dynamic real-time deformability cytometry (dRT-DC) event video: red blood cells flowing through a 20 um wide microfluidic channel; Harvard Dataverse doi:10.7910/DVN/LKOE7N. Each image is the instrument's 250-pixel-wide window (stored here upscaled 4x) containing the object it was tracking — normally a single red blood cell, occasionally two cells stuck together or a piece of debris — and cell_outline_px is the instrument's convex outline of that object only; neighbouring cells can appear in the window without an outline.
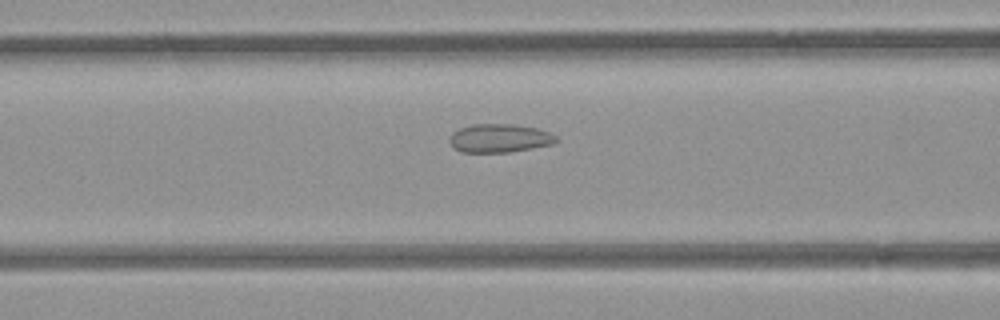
{"species": "common noctule bat (a hibernating species)", "species_latin": "Nyctalus noctula", "temperature_condition": "room temperature", "stored_images_in_passage": 35, "segment_of_instrument_passage": [1, 2], "camera_frame_rate_fps": 3000, "um_per_image_px": 0.085, "animal": {"sex": "female", "body_mass_g": 21.9}, "frame": {"image": 1, "passage_image": 13, "time_ms": 4.0, "image_size_px": [1000, 320], "cell_outline_px": [[560, 140], [552, 144], [532, 148], [508, 152], [460, 152], [452, 148], [448, 140], [452, 132], [460, 128], [472, 124], [512, 124], [536, 128], [548, 132], [556, 136]], "centroid_in_image_um": [42.42, 11.75], "position_along_channel_um": 124.2, "area_um2": 17.8}}
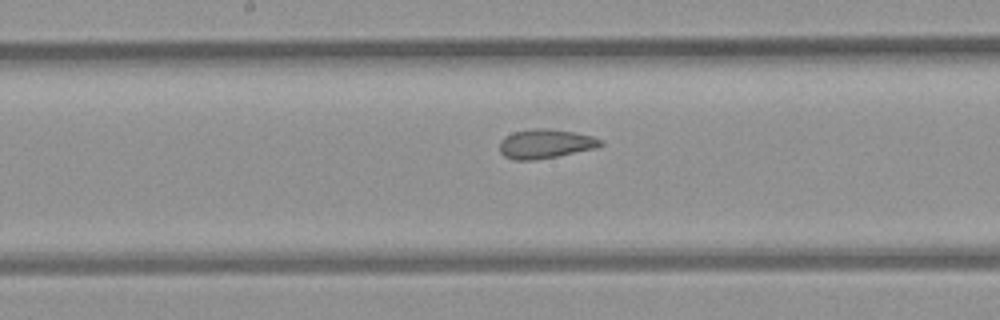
{"frame": {"image": 2, "passage_image": 19, "time_ms": 6.0, "image_size_px": [1000, 320], "cell_outline_px": [[604, 144], [596, 148], [556, 156], [532, 160], [512, 160], [504, 156], [500, 152], [500, 140], [504, 136], [512, 132], [540, 128], [548, 128], [572, 132], [592, 136], [604, 140]], "centroid_in_image_um": [46.35, 12.22], "position_along_channel_um": 201.9, "area_um2": 17.17}}
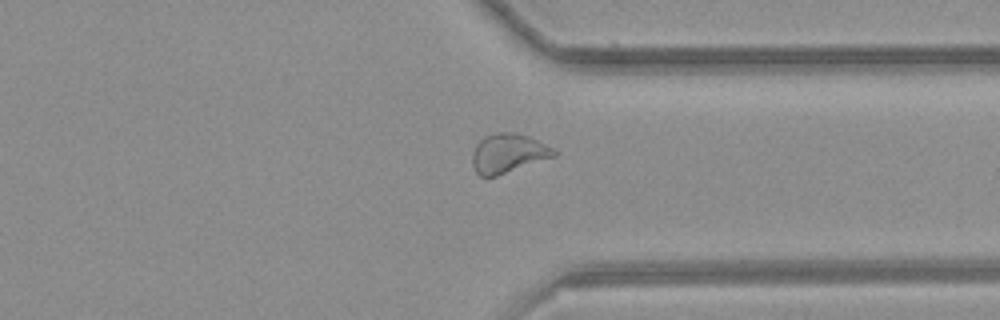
{"frame": {"image": 3, "passage_image": 32, "time_ms": 10.333, "image_size_px": [1000, 320], "cell_outline_px": [[556, 156], [496, 176], [480, 176], [476, 172], [472, 164], [472, 152], [476, 144], [484, 136], [496, 132], [512, 132], [528, 136], [552, 148], [556, 152]], "centroid_in_image_um": [43.15, 13.03], "position_along_channel_um": 368.2, "area_um2": 18.5}}